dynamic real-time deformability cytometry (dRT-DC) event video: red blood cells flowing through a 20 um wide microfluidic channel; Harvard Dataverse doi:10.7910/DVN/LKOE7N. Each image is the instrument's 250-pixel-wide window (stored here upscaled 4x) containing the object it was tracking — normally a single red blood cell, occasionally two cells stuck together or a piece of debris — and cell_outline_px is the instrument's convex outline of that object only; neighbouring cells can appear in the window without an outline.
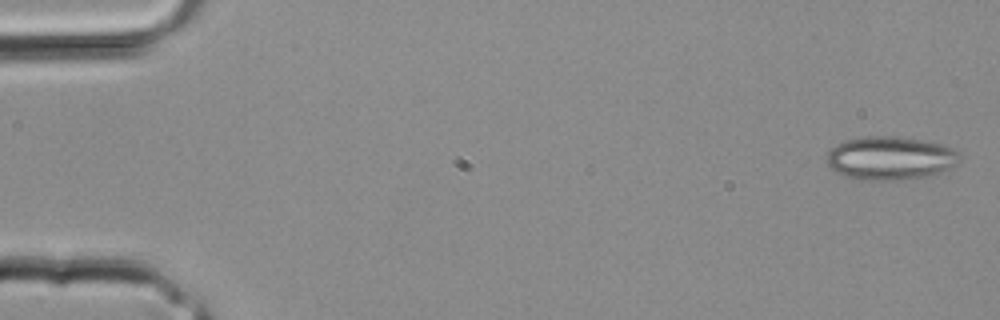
{"species": "common noctule bat (a hibernating species)", "species_latin": "Nyctalus noctula", "temperature_condition": "room temperature", "stored_images_in_passage": 33, "camera_frame_rate_fps": 3000, "um_per_image_px": 0.085, "animal": {"sex": "male", "body_mass_g": 20.4}, "frame": {"image": 1, "passage_image": 1, "time_ms": 0.0, "image_size_px": [1000, 320], "cell_outline_px": [[960, 160], [952, 168], [936, 176], [900, 180], [852, 180], [836, 172], [828, 164], [828, 152], [836, 144], [844, 140], [868, 136], [892, 136], [924, 140], [940, 144], [952, 148], [956, 152]], "centroid_in_image_um": [75.69, 13.47], "position_along_channel_um": 9.3, "area_um2": 34.04}}
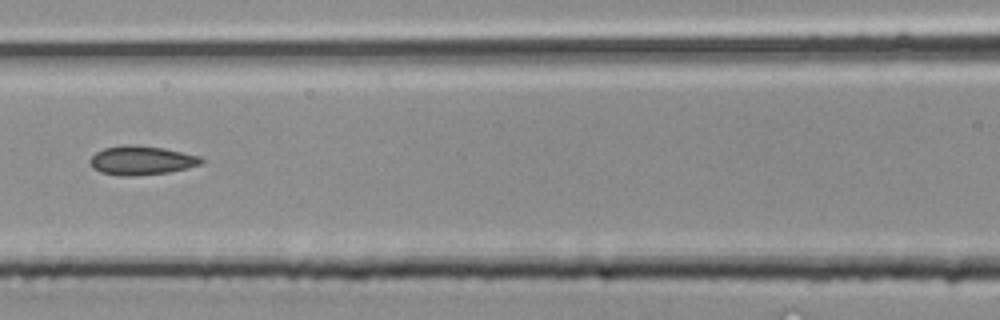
{"frame": {"image": 2, "passage_image": 15, "time_ms": 4.667, "image_size_px": [1000, 320], "cell_outline_px": [[204, 160], [200, 164], [188, 168], [168, 172], [136, 176], [120, 176], [100, 172], [92, 168], [88, 160], [96, 152], [104, 148], [124, 144], [128, 144], [164, 148], [200, 156]], "centroid_in_image_um": [11.99, 13.64], "position_along_channel_um": 154.6, "area_um2": 18.9}}
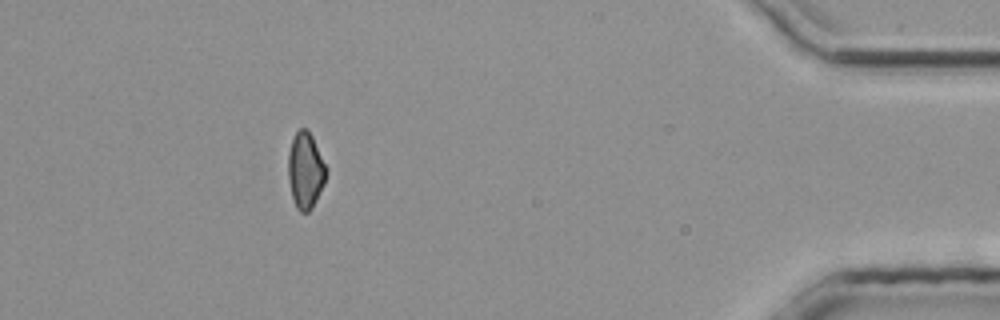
{"frame": {"image": 3, "passage_image": 30, "time_ms": 9.667, "image_size_px": [1000, 320], "cell_outline_px": [[328, 172], [324, 184], [312, 208], [308, 212], [300, 212], [296, 208], [292, 196], [288, 180], [288, 152], [292, 140], [296, 132], [300, 128], [304, 128], [312, 136], [328, 168]], "centroid_in_image_um": [25.97, 14.5], "position_along_channel_um": 409.2, "area_um2": 16.99}}